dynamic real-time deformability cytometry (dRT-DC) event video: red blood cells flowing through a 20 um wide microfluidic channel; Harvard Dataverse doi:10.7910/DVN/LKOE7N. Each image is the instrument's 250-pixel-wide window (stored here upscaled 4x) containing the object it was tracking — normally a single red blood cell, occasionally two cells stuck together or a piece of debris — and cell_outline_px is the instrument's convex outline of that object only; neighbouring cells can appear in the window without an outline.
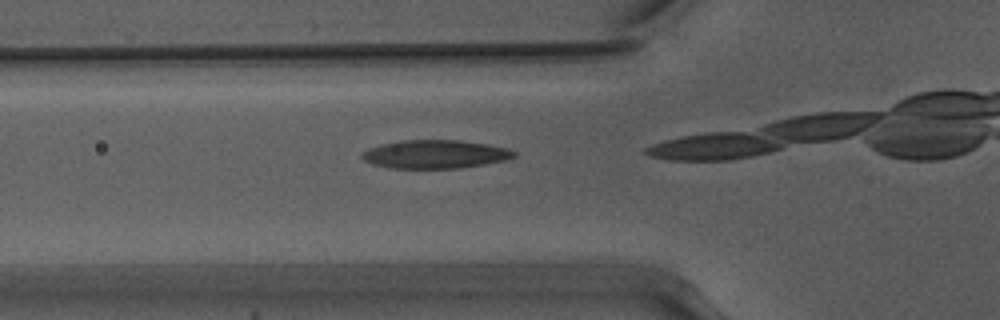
{"species": "Egyptian fruit bat (a non-hibernating species)", "species_latin": "Rousettus aegyptiacus", "temperature_condition": "warm", "stored_images_in_passage": 4, "camera_frame_rate_fps": 3000, "um_per_image_px": 0.085, "animal": {"sex": "male"}, "frame": {"image": 1, "passage_image": 2, "time_ms": 0.333, "image_size_px": [1000, 320], "cell_outline_px": [[516, 156], [508, 160], [460, 168], [388, 168], [372, 164], [364, 160], [360, 156], [360, 152], [368, 148], [400, 140], [460, 140], [488, 144], [508, 148], [516, 152]], "centroid_in_image_um": [36.99, 13.11], "position_along_channel_um": 88.8, "area_um2": 25.37}}